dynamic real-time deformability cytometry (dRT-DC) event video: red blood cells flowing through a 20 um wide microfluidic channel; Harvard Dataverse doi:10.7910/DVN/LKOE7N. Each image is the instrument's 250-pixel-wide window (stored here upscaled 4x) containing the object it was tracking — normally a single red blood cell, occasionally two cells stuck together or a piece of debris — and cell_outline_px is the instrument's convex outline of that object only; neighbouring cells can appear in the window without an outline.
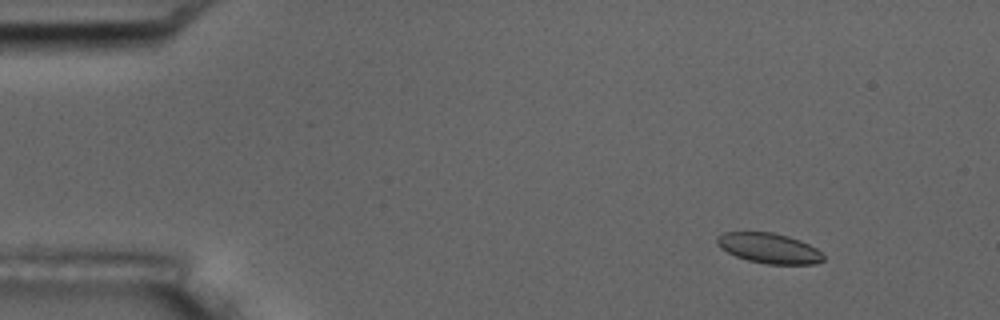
{"species": "common noctule bat (a hibernating species)", "species_latin": "Nyctalus noctula", "temperature_condition": "room temperature", "stored_images_in_passage": 5, "camera_frame_rate_fps": 3000, "um_per_image_px": 0.085, "animal": {"sex": "male", "body_mass_g": 17.5, "forearm_length_mm": 52.3}, "frame": {"image": 1, "passage_image": 2, "time_ms": 1.0, "image_size_px": [1000, 320], "cell_outline_px": [[824, 260], [816, 264], [768, 264], [748, 260], [736, 256], [720, 248], [716, 244], [716, 236], [724, 232], [772, 232], [788, 236], [800, 240], [816, 248], [824, 256]], "centroid_in_image_um": [65.35, 21.09], "position_along_channel_um": 19.6, "area_um2": 18.73}}